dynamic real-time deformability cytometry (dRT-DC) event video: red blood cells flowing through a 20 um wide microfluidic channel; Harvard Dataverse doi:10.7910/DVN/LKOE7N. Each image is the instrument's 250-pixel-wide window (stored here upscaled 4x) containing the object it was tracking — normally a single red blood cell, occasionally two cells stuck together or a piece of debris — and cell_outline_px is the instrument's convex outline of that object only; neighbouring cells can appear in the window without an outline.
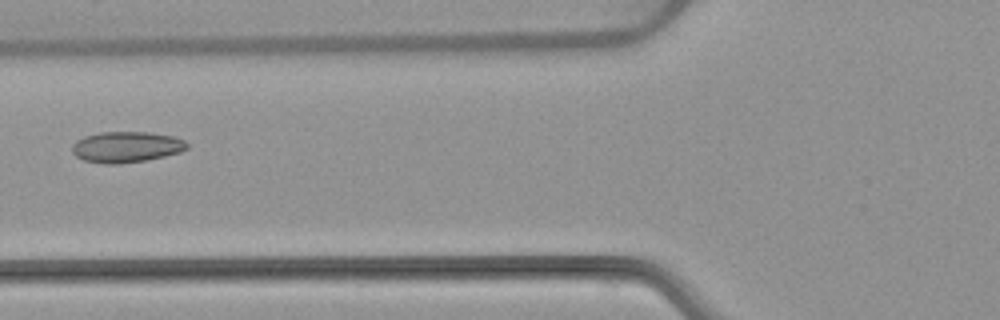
{"species": "common noctule bat (a hibernating species)", "species_latin": "Nyctalus noctula", "temperature_condition": "warm", "stored_images_in_passage": 4, "camera_frame_rate_fps": 3000, "um_per_image_px": 0.085, "animal": {"sex": "female", "body_mass_g": 22.7, "forearm_length_mm": 54.2}, "frame": {"image": 1, "passage_image": 4, "time_ms": 3.667, "image_size_px": [1000, 320], "cell_outline_px": [[188, 148], [180, 152], [148, 160], [120, 164], [104, 164], [84, 160], [76, 156], [72, 152], [72, 144], [76, 140], [84, 136], [100, 132], [148, 132], [172, 136], [184, 140], [188, 144]], "centroid_in_image_um": [10.72, 12.5], "position_along_channel_um": 115.1, "area_um2": 20.81}}